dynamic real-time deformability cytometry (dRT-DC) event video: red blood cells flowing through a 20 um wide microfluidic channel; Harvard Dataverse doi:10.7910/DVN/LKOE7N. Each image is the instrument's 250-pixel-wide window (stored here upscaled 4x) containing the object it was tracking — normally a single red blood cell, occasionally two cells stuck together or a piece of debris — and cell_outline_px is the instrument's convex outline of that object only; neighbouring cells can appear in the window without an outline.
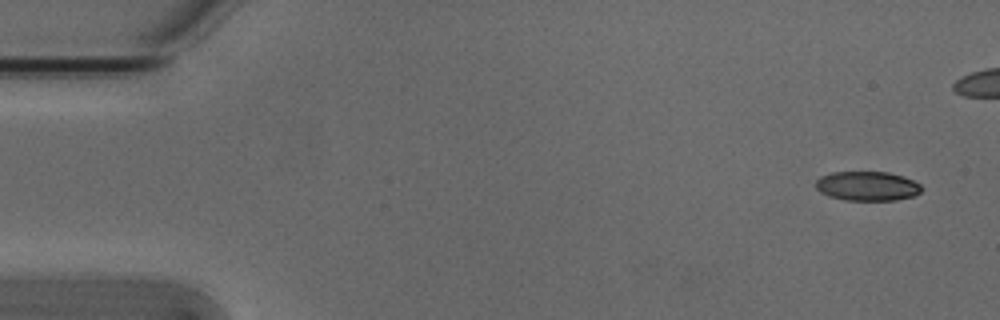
{"species": "Egyptian fruit bat (a non-hibernating species)", "species_latin": "Rousettus aegyptiacus", "temperature_condition": "cold", "stored_images_in_passage": 7, "camera_frame_rate_fps": 3000, "um_per_image_px": 0.085, "animal": {"sex": "male"}, "frame": {"image": 1, "passage_image": 1, "time_ms": 0.0, "image_size_px": [1000, 320], "cell_outline_px": [[920, 192], [912, 196], [896, 200], [844, 200], [828, 196], [820, 192], [816, 188], [816, 180], [820, 176], [832, 172], [888, 172], [904, 176], [920, 184]], "centroid_in_image_um": [73.68, 15.81], "position_along_channel_um": 11.3, "area_um2": 18.09}}